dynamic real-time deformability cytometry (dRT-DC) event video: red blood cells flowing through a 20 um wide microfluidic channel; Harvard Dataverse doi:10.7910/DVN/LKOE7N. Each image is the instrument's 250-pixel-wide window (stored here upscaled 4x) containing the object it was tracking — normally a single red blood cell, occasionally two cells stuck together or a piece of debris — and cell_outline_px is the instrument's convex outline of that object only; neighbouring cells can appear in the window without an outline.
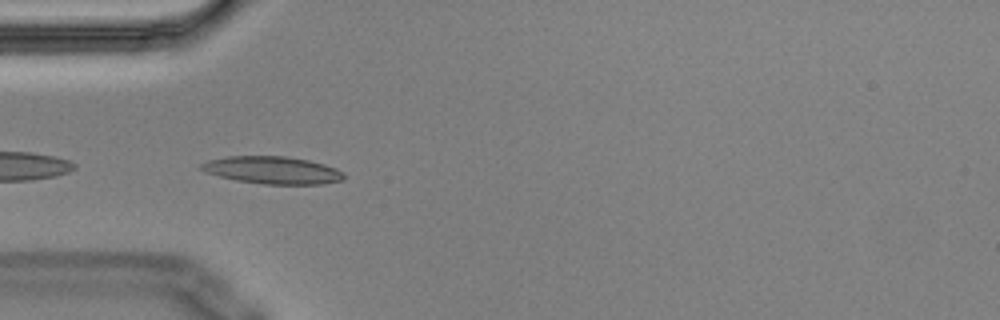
{"species": "Egyptian fruit bat (a non-hibernating species)", "species_latin": "Rousettus aegyptiacus", "temperature_condition": "cold", "stored_images_in_passage": 6, "camera_frame_rate_fps": 3000, "um_per_image_px": 0.085, "animal": {"sex": "male"}, "frame": {"image": 1, "passage_image": 5, "time_ms": 1.333, "image_size_px": [1000, 320], "cell_outline_px": [[344, 180], [320, 184], [264, 184], [236, 180], [204, 172], [200, 168], [200, 164], [208, 160], [228, 156], [284, 156], [308, 160], [324, 164], [336, 168], [344, 172]], "centroid_in_image_um": [23.16, 14.46], "position_along_channel_um": 61.8, "area_um2": 22.77}}